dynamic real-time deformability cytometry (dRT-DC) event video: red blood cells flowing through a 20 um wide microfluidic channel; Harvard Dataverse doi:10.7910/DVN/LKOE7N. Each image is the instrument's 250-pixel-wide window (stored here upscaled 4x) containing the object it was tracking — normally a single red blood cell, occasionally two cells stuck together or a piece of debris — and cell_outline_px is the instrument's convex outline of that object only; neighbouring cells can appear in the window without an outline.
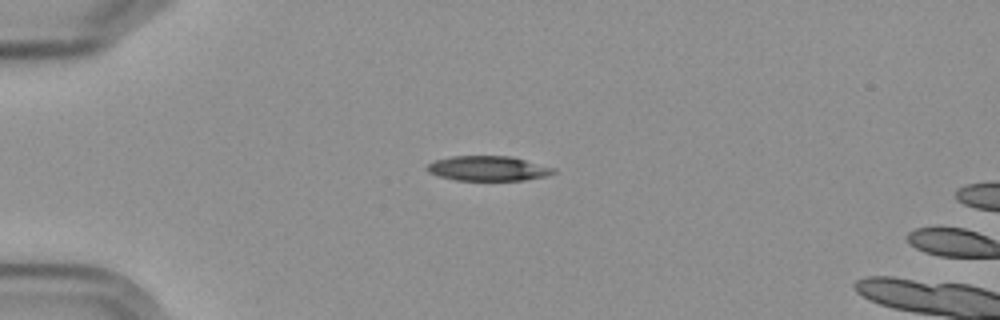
{"species": "Egyptian fruit bat (a non-hibernating species)", "species_latin": "Rousettus aegyptiacus", "temperature_condition": "cold", "stored_images_in_passage": 2, "camera_frame_rate_fps": 3000, "um_per_image_px": 0.085, "frame": {"image": 1, "passage_image": 1, "time_ms": 0.0, "image_size_px": [1000, 320], "cell_outline_px": [[556, 172], [548, 176], [524, 180], [456, 180], [440, 176], [428, 172], [424, 168], [428, 164], [436, 160], [452, 156], [512, 156], [556, 168]], "centroid_in_image_um": [41.52, 14.31], "position_along_channel_um": 43.5, "area_um2": 18.38}}